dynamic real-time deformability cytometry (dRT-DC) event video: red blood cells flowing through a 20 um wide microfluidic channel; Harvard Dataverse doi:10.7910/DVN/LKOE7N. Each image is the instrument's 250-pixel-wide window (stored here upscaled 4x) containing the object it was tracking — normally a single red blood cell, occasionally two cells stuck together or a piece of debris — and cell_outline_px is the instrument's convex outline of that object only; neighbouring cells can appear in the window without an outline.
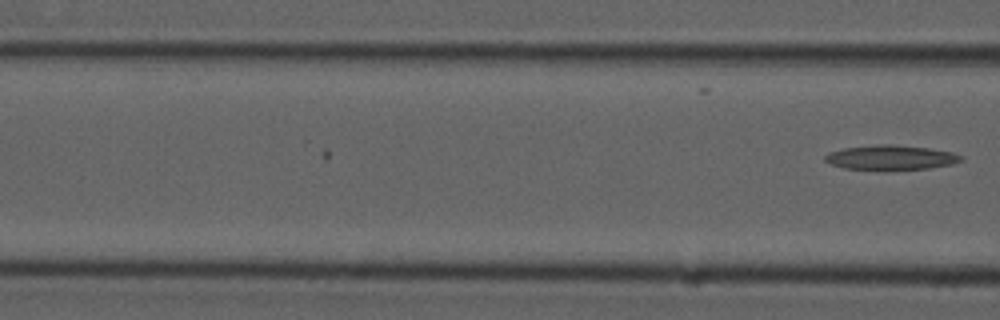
{"species": "common noctule bat (a hibernating species)", "species_latin": "Nyctalus noctula", "temperature_condition": "cold", "stored_images_in_passage": 4, "segment_of_instrument_passage": [2, 2], "camera_frame_rate_fps": 3000, "um_per_image_px": 0.085, "animal": {"sex": "male", "forearm_length_mm": 52.5}, "frame": {"image": 1, "passage_image": 4, "time_ms": 4.333, "image_size_px": [1000, 320], "cell_outline_px": [[964, 160], [952, 164], [928, 168], [888, 172], [844, 168], [832, 164], [824, 160], [824, 156], [828, 152], [844, 148], [880, 144], [892, 144], [928, 148], [952, 152], [964, 156]], "centroid_in_image_um": [75.72, 13.42], "position_along_channel_um": 90.9, "area_um2": 20.17}}